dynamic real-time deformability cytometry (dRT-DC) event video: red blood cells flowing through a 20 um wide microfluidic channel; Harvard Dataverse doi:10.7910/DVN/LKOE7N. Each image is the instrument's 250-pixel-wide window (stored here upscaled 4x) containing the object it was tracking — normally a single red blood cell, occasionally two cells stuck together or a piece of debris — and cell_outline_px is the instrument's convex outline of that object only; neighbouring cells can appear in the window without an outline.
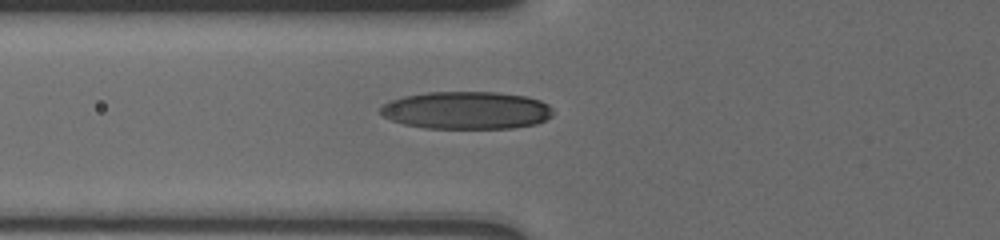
{"species": "human", "species_latin": "Homo sapiens", "temperature_condition": "cold", "stored_images_in_passage": 4, "camera_frame_rate_fps": 3000, "um_per_image_px": 0.085, "donor": {"sex": "male"}, "frame": {"image": 1, "passage_image": 4, "time_ms": 3.333, "image_size_px": [1000, 240], "cell_outline_px": [[552, 116], [536, 124], [512, 128], [424, 128], [404, 124], [392, 120], [384, 116], [380, 112], [380, 108], [388, 100], [404, 96], [428, 92], [496, 92], [528, 96], [540, 100], [548, 104], [552, 108]], "centroid_in_image_um": [39.66, 9.37], "position_along_channel_um": 86.1, "area_um2": 37.97}}